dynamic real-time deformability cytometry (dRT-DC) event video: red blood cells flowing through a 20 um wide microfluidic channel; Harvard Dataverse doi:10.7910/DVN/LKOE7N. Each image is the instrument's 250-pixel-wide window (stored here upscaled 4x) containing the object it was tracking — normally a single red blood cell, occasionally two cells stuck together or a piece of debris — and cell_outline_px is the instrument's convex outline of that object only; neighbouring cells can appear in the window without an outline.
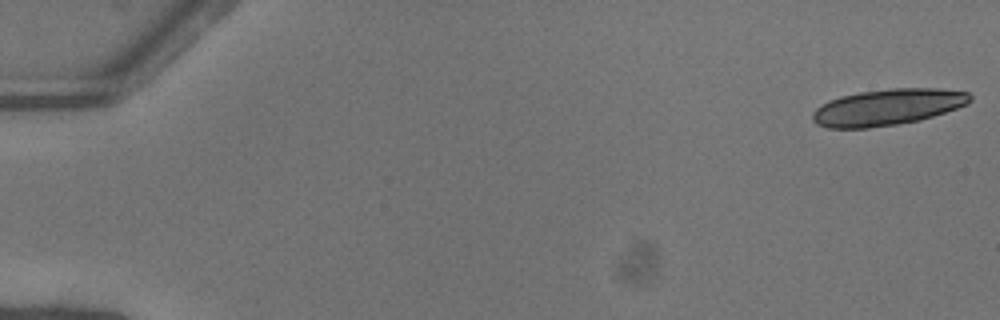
{"species": "common noctule bat (a hibernating species)", "species_latin": "Nyctalus noctula", "temperature_condition": "warm", "stored_images_in_passage": 5, "camera_frame_rate_fps": 3000, "um_per_image_px": 0.085, "animal": {"sex": "female"}, "frame": {"image": 1, "passage_image": 1, "time_ms": 0.0, "image_size_px": [1000, 320], "cell_outline_px": [[972, 100], [968, 104], [920, 120], [896, 124], [868, 128], [828, 128], [816, 124], [812, 120], [812, 112], [820, 104], [828, 100], [840, 96], [860, 92], [892, 88], [936, 88], [968, 92], [972, 96]], "centroid_in_image_um": [75.41, 9.1], "position_along_channel_um": 9.6, "area_um2": 33.35}}